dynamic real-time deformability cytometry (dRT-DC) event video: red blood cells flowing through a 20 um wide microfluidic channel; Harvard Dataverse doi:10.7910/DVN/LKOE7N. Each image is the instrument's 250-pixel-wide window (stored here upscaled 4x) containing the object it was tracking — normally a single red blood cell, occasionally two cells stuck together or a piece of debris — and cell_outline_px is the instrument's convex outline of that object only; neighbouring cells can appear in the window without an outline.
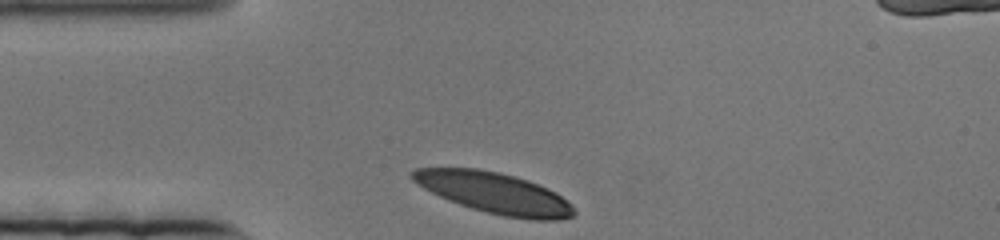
{"species": "human", "species_latin": "Homo sapiens", "temperature_condition": "cold", "stored_images_in_passage": 48, "camera_frame_rate_fps": 3000, "um_per_image_px": 0.085, "donor": {"sex": "female"}, "frame": {"image": 1, "passage_image": 1, "time_ms": 0.0, "image_size_px": [1000, 240], "cell_outline_px": [[576, 212], [572, 216], [560, 220], [532, 220], [504, 216], [472, 208], [460, 204], [440, 196], [424, 188], [412, 180], [408, 176], [416, 168], [476, 168], [496, 172], [528, 180], [548, 188], [556, 192]], "centroid_in_image_um": [42.01, 16.4], "position_along_channel_um": 43.0, "area_um2": 37.97}}
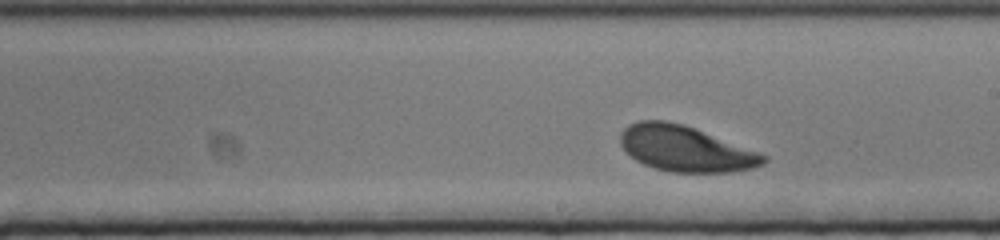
{"frame": {"image": 2, "passage_image": 28, "time_ms": 9.0, "image_size_px": [1000, 240], "cell_outline_px": [[768, 160], [764, 164], [752, 168], [728, 172], [672, 172], [656, 168], [644, 164], [636, 160], [620, 144], [620, 132], [628, 124], [640, 120], [664, 120], [684, 124], [768, 156]], "centroid_in_image_um": [58.25, 12.63], "position_along_channel_um": 230.8, "area_um2": 37.74}}
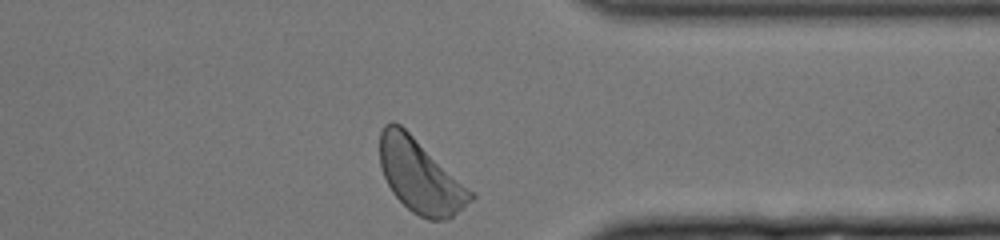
{"frame": {"image": 3, "passage_image": 48, "time_ms": 15.667, "image_size_px": [1000, 240], "cell_outline_px": [[476, 196], [472, 200], [448, 220], [428, 220], [412, 212], [392, 192], [380, 168], [380, 132], [384, 124], [392, 120], [400, 124], [472, 192]], "centroid_in_image_um": [35.67, 14.97], "position_along_channel_um": 375.7, "area_um2": 38.09}}